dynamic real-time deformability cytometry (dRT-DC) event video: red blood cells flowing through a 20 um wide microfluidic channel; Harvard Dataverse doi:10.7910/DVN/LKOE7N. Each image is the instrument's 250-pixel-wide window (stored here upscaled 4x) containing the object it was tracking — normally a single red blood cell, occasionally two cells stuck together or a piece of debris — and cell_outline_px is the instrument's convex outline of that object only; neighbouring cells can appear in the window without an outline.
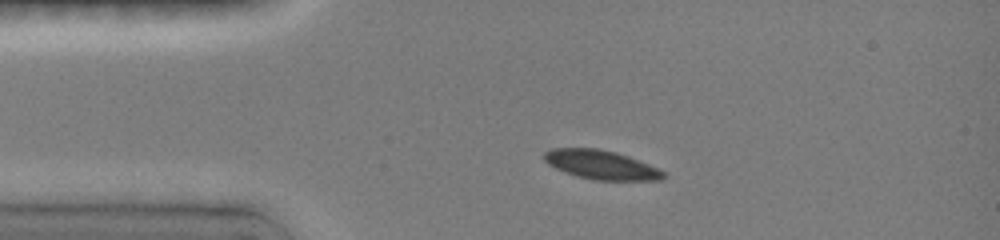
{"species": "common noctule bat (a hibernating species)", "species_latin": "Nyctalus noctula", "temperature_condition": "room temperature", "stored_images_in_passage": 8, "camera_frame_rate_fps": 3000, "um_per_image_px": 0.085, "animal": {"sex": "female", "body_mass_g": 19.0, "forearm_length_mm": 51.5}, "frame": {"image": 1, "passage_image": 3, "time_ms": 2.0, "image_size_px": [1000, 240], "cell_outline_px": [[668, 176], [664, 180], [592, 180], [576, 176], [564, 172], [548, 164], [544, 160], [544, 152], [552, 148], [596, 148], [616, 152], [628, 156], [648, 164], [664, 172]], "centroid_in_image_um": [51.09, 14.01], "position_along_channel_um": 33.9, "area_um2": 20.23}}
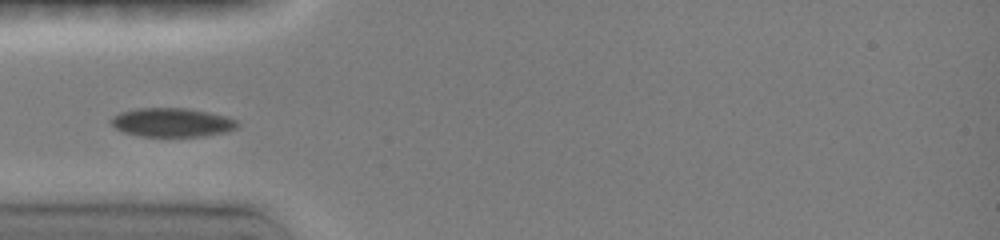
{"frame": {"image": 2, "passage_image": 5, "time_ms": 3.667, "image_size_px": [1000, 240], "cell_outline_px": [[240, 124], [236, 128], [228, 132], [204, 136], [140, 136], [124, 132], [116, 128], [108, 120], [112, 116], [120, 112], [136, 108], [188, 108], [208, 112], [224, 116], [236, 120]], "centroid_in_image_um": [14.61, 10.4], "position_along_channel_um": 70.4, "area_um2": 21.33}}
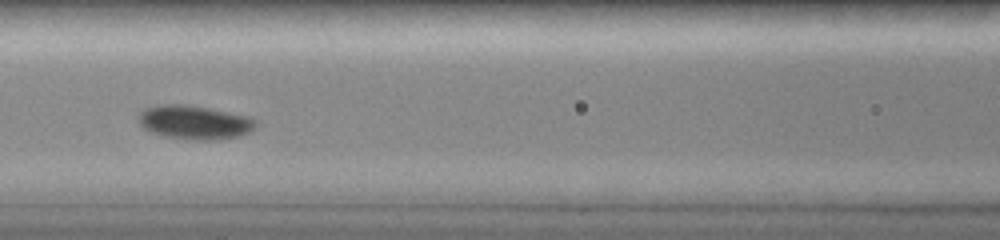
{"frame": {"image": 3, "passage_image": 7, "time_ms": 5.667, "image_size_px": [1000, 240], "cell_outline_px": [[256, 128], [252, 132], [220, 140], [200, 140], [164, 136], [152, 132], [144, 128], [140, 124], [136, 116], [144, 108], [164, 104], [184, 104], [208, 108], [252, 116], [256, 120]], "centroid_in_image_um": [16.56, 10.39], "position_along_channel_um": 150.0, "area_um2": 23.35}}